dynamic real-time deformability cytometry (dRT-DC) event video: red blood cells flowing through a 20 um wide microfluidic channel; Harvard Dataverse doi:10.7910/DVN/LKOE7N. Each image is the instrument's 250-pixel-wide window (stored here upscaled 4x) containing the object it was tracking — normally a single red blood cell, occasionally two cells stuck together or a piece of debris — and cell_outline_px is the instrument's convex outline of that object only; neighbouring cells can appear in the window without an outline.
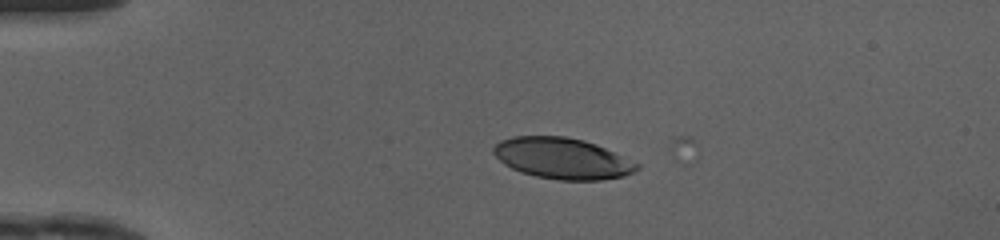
{"species": "human", "species_latin": "Homo sapiens", "temperature_condition": "cold", "stored_images_in_passage": 27, "camera_frame_rate_fps": 3000, "um_per_image_px": 0.085, "donor": {"sex": "female"}, "frame": {"image": 1, "passage_image": 1, "time_ms": 0.0, "image_size_px": [1000, 240], "cell_outline_px": [[640, 168], [624, 176], [600, 180], [560, 180], [536, 176], [520, 172], [504, 164], [492, 152], [492, 148], [500, 140], [512, 136], [564, 136], [584, 140], [596, 144], [640, 164]], "centroid_in_image_um": [47.78, 13.46], "position_along_channel_um": 37.2, "area_um2": 34.28}}
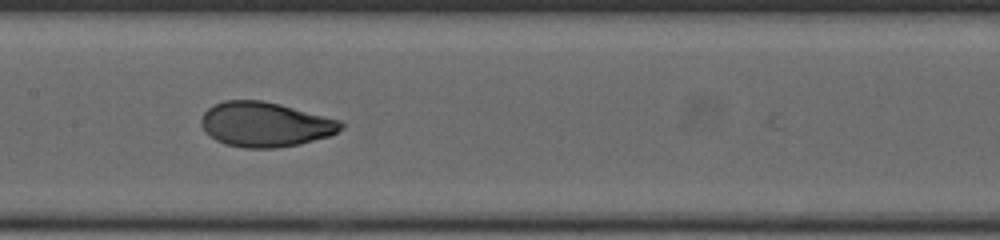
{"frame": {"image": 2, "passage_image": 15, "time_ms": 4.667, "image_size_px": [1000, 240], "cell_outline_px": [[344, 128], [328, 136], [300, 144], [276, 148], [244, 148], [224, 144], [216, 140], [204, 132], [200, 124], [200, 120], [204, 112], [212, 104], [224, 100], [264, 100], [280, 104], [340, 120], [344, 124]], "centroid_in_image_um": [22.5, 10.57], "position_along_channel_um": 184.9, "area_um2": 36.7}}
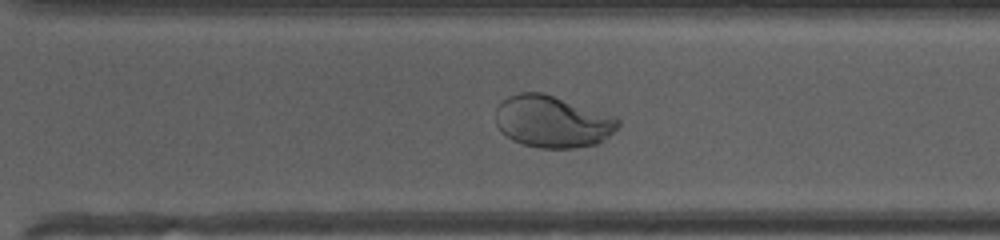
{"frame": {"image": 3, "passage_image": 25, "time_ms": 8.0, "image_size_px": [1000, 240], "cell_outline_px": [[620, 124], [608, 136], [596, 144], [572, 148], [540, 148], [524, 144], [512, 140], [500, 132], [496, 124], [496, 108], [508, 96], [520, 92], [544, 92], [616, 116], [620, 120]], "centroid_in_image_um": [46.94, 10.32], "position_along_channel_um": 323.7, "area_um2": 37.17}}